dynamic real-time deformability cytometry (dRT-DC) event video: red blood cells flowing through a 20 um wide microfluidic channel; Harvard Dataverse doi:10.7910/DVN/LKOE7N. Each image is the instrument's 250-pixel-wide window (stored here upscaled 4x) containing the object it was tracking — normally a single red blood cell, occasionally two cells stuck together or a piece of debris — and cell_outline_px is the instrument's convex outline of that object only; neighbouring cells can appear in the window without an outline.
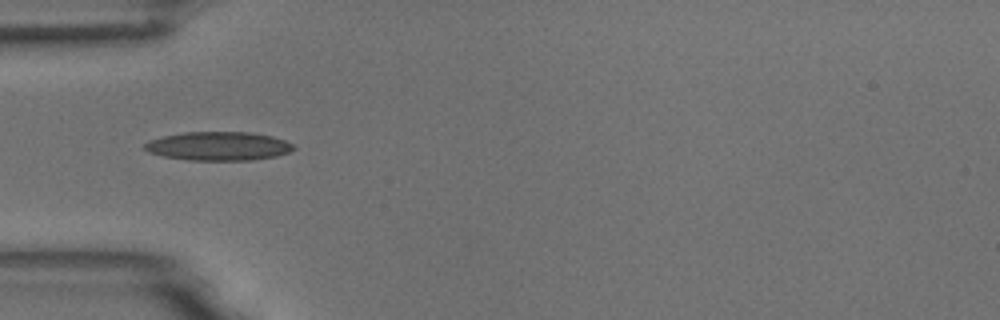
{"species": "common noctule bat (a hibernating species)", "species_latin": "Nyctalus noctula", "temperature_condition": "room temperature", "stored_images_in_passage": 10, "camera_frame_rate_fps": 3000, "um_per_image_px": 0.085, "animal": {"sex": "male", "body_mass_g": 18.8}, "frame": {"image": 1, "passage_image": 2, "time_ms": 0.333, "image_size_px": [1000, 320], "cell_outline_px": [[296, 148], [288, 152], [276, 156], [252, 160], [188, 160], [164, 156], [148, 152], [144, 148], [144, 144], [152, 140], [164, 136], [184, 132], [248, 132], [272, 136], [284, 140], [292, 144]], "centroid_in_image_um": [18.58, 12.42], "position_along_channel_um": 66.4, "area_um2": 24.74}}
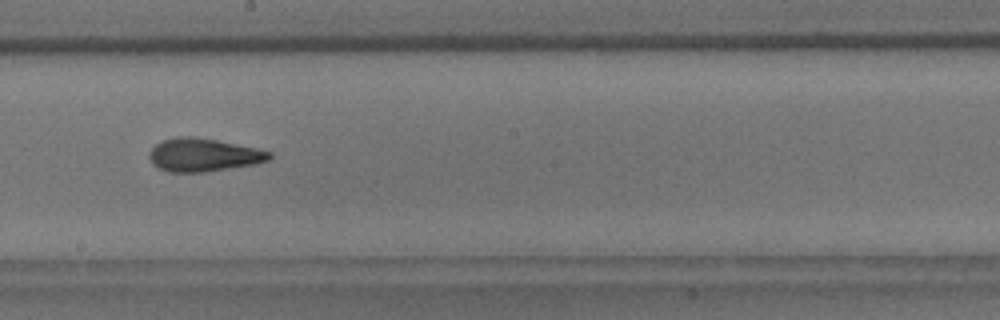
{"frame": {"image": 2, "passage_image": 6, "time_ms": 1.667, "image_size_px": [1000, 320], "cell_outline_px": [[272, 156], [268, 160], [256, 164], [204, 172], [168, 172], [152, 164], [148, 156], [148, 152], [160, 140], [180, 136], [192, 136], [216, 140], [256, 148], [272, 152]], "centroid_in_image_um": [17.26, 13.17], "position_along_channel_um": 230.9, "area_um2": 23.24}}
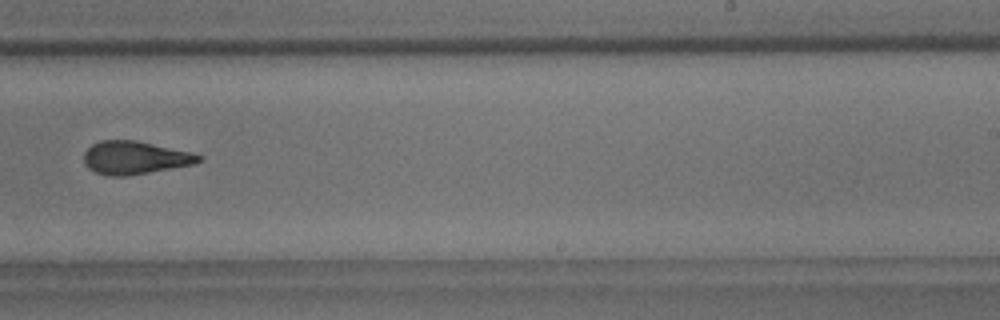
{"frame": {"image": 3, "passage_image": 7, "time_ms": 2.0, "image_size_px": [1000, 320], "cell_outline_px": [[204, 160], [196, 164], [124, 176], [108, 176], [96, 172], [88, 168], [84, 164], [84, 152], [92, 144], [100, 140], [136, 140], [192, 152], [204, 156]], "centroid_in_image_um": [11.49, 13.4], "position_along_channel_um": 277.5, "area_um2": 22.25}}